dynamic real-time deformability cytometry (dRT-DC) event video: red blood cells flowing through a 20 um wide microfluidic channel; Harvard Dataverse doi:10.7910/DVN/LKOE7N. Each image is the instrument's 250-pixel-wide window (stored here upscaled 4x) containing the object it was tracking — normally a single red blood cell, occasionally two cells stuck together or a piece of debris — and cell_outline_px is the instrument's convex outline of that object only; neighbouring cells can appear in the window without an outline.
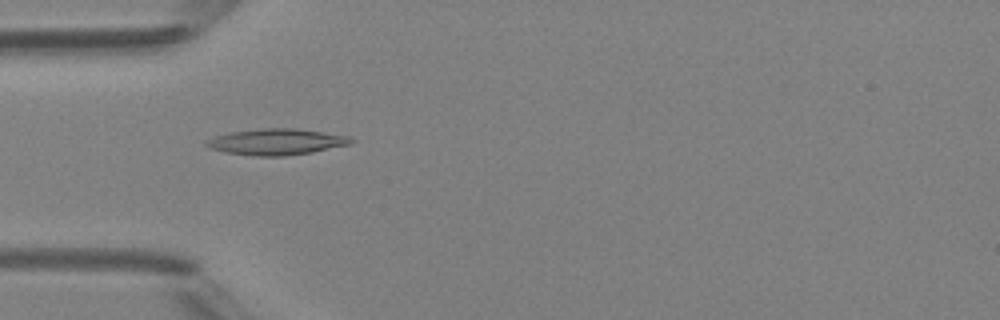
{"species": "Egyptian fruit bat (a non-hibernating species)", "species_latin": "Rousettus aegyptiacus", "temperature_condition": "room temperature", "stored_images_in_passage": 5, "camera_frame_rate_fps": 3000, "um_per_image_px": 0.085, "animal": {"sex": "female"}, "frame": {"image": 1, "passage_image": 5, "time_ms": 4.667, "image_size_px": [1000, 320], "cell_outline_px": [[356, 140], [348, 144], [312, 152], [284, 156], [256, 156], [224, 152], [208, 148], [204, 144], [204, 140], [216, 136], [232, 132], [260, 128], [296, 128], [348, 136]], "centroid_in_image_um": [23.44, 12.05], "position_along_channel_um": 61.6, "area_um2": 21.96}}